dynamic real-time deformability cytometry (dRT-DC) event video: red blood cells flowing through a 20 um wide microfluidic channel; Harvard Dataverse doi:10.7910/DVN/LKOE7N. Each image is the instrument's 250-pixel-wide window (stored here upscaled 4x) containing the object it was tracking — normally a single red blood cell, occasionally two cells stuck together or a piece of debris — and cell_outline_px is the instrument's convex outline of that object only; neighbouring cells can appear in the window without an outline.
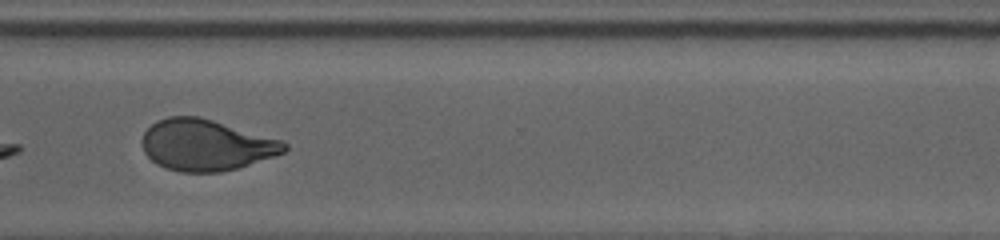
{"species": "human", "species_latin": "Homo sapiens", "temperature_condition": "cold", "stored_images_in_passage": 31, "camera_frame_rate_fps": 3000, "um_per_image_px": 0.085, "donor": {"sex": "male"}, "frame": {"image": 1, "passage_image": 20, "time_ms": 8.667, "image_size_px": [1000, 240], "cell_outline_px": [[288, 148], [284, 152], [240, 168], [220, 172], [180, 172], [164, 168], [156, 164], [144, 152], [140, 140], [144, 132], [156, 120], [168, 116], [200, 116], [284, 140], [288, 144]], "centroid_in_image_um": [17.51, 12.32], "position_along_channel_um": 353.1, "area_um2": 42.95}, "authors_computed_cell_mechanics": {"area_um2": 43.2344, "velocity_mm_per_s": 3.8181, "shape_relaxation_time_tau1_ms": 8.9054, "shape_relaxation_time_tau2_ms": 0.7407, "deformation_change_tau1": 0.2406, "deformation_change_tau2": 0.0761}}